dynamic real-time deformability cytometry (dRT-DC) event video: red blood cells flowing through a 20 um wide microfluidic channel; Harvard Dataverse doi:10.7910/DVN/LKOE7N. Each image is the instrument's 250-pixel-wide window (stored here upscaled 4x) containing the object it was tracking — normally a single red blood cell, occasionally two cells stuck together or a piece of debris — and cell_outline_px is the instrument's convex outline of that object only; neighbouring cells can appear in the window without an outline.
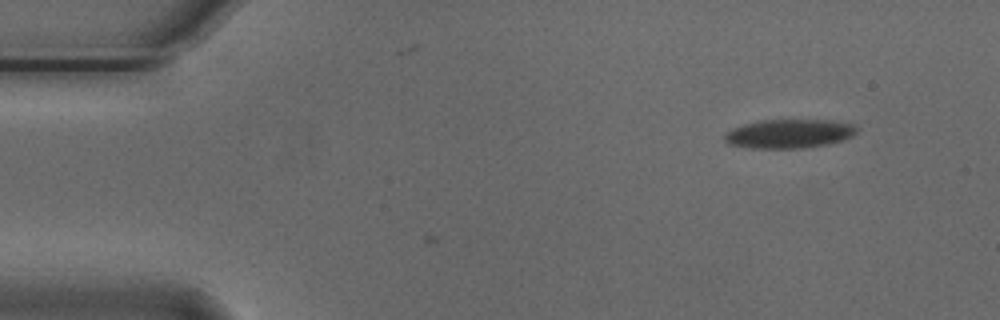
{"species": "Egyptian fruit bat (a non-hibernating species)", "species_latin": "Rousettus aegyptiacus", "temperature_condition": "cold", "stored_images_in_passage": 3, "camera_frame_rate_fps": 3000, "um_per_image_px": 0.085, "animal": {"sex": "male"}, "frame": {"image": 1, "passage_image": 1, "time_ms": 0.0, "image_size_px": [1000, 320], "cell_outline_px": [[856, 132], [852, 136], [828, 144], [804, 148], [748, 148], [728, 144], [724, 140], [724, 132], [732, 128], [744, 124], [764, 120], [828, 120], [852, 124], [856, 128]], "centroid_in_image_um": [67.01, 11.37], "position_along_channel_um": 18.0, "area_um2": 22.2}}